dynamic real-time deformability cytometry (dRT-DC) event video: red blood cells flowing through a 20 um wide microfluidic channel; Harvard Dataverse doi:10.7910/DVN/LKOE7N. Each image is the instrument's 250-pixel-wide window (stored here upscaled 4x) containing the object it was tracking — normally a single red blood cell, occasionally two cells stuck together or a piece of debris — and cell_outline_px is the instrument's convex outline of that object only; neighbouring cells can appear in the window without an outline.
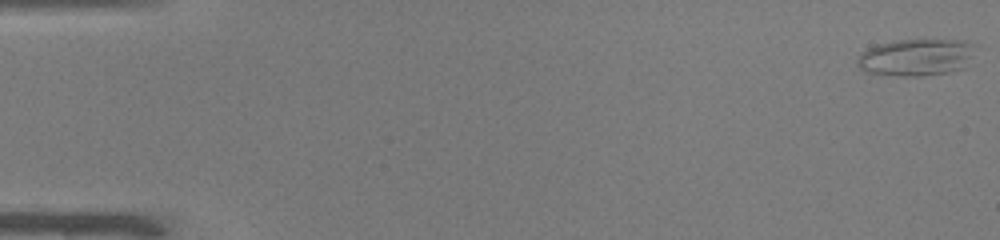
{"species": "common noctule bat (a hibernating species)", "species_latin": "Nyctalus noctula", "temperature_condition": "warm", "stored_images_in_passage": 51, "camera_frame_rate_fps": 3000, "um_per_image_px": 0.085, "animal": {"sex": "male", "body_mass_g": 19.0, "forearm_length_mm": 50.8}, "frame": {"image": 1, "passage_image": 1, "time_ms": 0.0, "image_size_px": [1000, 240], "cell_outline_px": [[976, 44], [964, 68], [948, 72], [920, 76], [904, 76], [864, 72], [856, 64], [856, 60], [868, 48], [876, 44], [896, 40], [964, 40]], "centroid_in_image_um": [77.85, 4.87], "position_along_channel_um": 7.1, "area_um2": 25.32}}
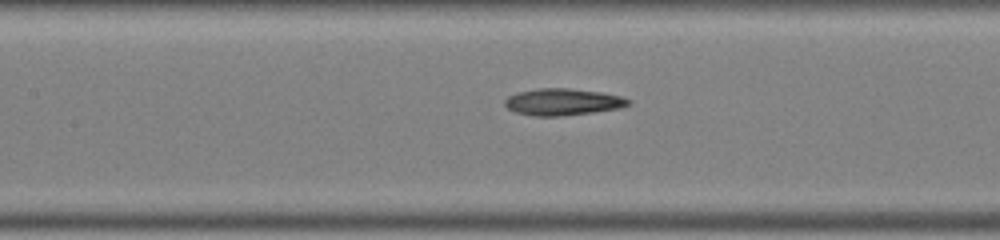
{"frame": {"image": 2, "passage_image": 24, "time_ms": 7.667, "image_size_px": [1000, 240], "cell_outline_px": [[632, 104], [620, 108], [592, 112], [560, 116], [536, 116], [516, 112], [508, 108], [504, 104], [504, 100], [508, 96], [516, 92], [536, 88], [568, 88], [600, 92], [620, 96], [632, 100]], "centroid_in_image_um": [47.83, 8.65], "position_along_channel_um": 159.6, "area_um2": 19.31}}
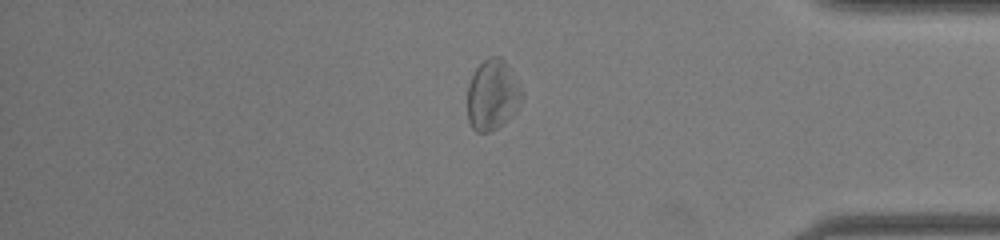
{"frame": {"image": 3, "passage_image": 43, "time_ms": 14.0, "image_size_px": [1000, 240], "cell_outline_px": [[524, 92], [516, 112], [504, 124], [488, 132], [476, 132], [472, 128], [468, 120], [468, 84], [476, 68], [488, 56], [500, 56], [508, 64]], "centroid_in_image_um": [41.88, 8.07], "position_along_channel_um": 393.3, "area_um2": 22.6}, "authors_computed_cell_mechanics": {"area_um2": 21.4438, "velocity_mm_per_s": 4.0518, "shape_relaxation_time_tau1_ms": 10.0423, "shape_relaxation_time_tau2_ms": 5.449, "deformation_change_tau1": 0.2356, "deformation_change_tau2": 0.1506}}